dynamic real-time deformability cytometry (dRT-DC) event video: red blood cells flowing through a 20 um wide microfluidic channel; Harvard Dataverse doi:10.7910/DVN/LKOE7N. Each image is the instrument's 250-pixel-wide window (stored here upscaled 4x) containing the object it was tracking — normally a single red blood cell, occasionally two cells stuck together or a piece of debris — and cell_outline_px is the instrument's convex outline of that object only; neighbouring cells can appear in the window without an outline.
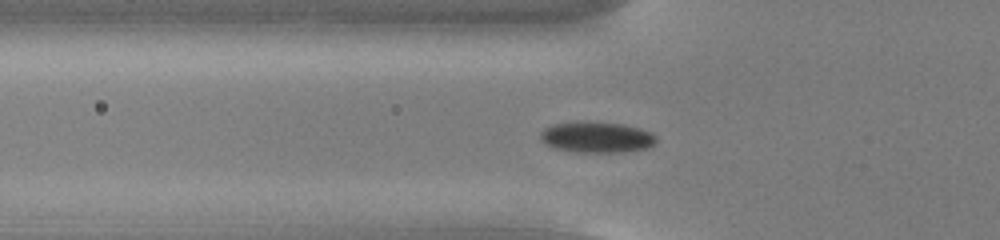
{"species": "common noctule bat (a hibernating species)", "species_latin": "Nyctalus noctula", "temperature_condition": "cold", "stored_images_in_passage": 55, "camera_frame_rate_fps": 3000, "um_per_image_px": 0.085, "animal": {"sex": "male", "body_mass_g": 13.0, "forearm_length_mm": 53.1}, "frame": {"image": 1, "passage_image": 19, "time_ms": 6.0, "image_size_px": [1000, 240], "cell_outline_px": [[656, 140], [648, 148], [624, 152], [576, 152], [552, 148], [540, 140], [540, 132], [544, 128], [552, 124], [580, 120], [584, 120], [624, 124], [640, 128], [652, 132], [656, 136]], "centroid_in_image_um": [50.68, 11.64], "position_along_channel_um": 75.1, "area_um2": 21.39}}
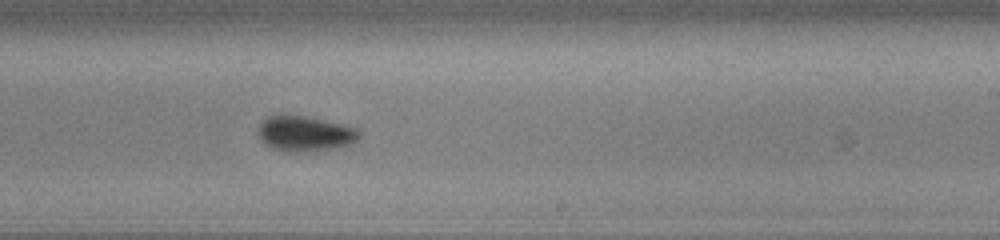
{"frame": {"image": 2, "passage_image": 34, "time_ms": 11.0, "image_size_px": [1000, 240], "cell_outline_px": [[360, 136], [352, 144], [336, 148], [300, 152], [284, 152], [272, 148], [260, 140], [256, 132], [256, 128], [260, 120], [268, 116], [280, 112], [308, 116], [356, 128], [360, 132]], "centroid_in_image_um": [25.82, 11.32], "position_along_channel_um": 263.2, "area_um2": 21.56}}
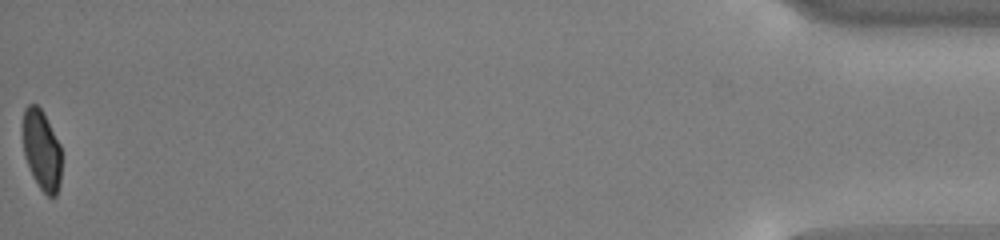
{"frame": {"image": 3, "passage_image": 55, "time_ms": 18.0, "image_size_px": [1000, 240], "cell_outline_px": [[60, 184], [56, 196], [48, 196], [40, 188], [32, 176], [24, 156], [24, 108], [28, 104], [36, 104], [40, 108], [60, 144]], "centroid_in_image_um": [3.54, 12.79], "position_along_channel_um": 431.7, "area_um2": 17.69}, "authors_computed_cell_mechanics": {"area_um2": 19.9988, "velocity_mm_per_s": 3.7683, "shape_relaxation_time_tau1_ms": 1.9394, "shape_relaxation_time_tau2_ms": null, "deformation_change_tau1": 0.0915, "deformation_change_tau2": null}}